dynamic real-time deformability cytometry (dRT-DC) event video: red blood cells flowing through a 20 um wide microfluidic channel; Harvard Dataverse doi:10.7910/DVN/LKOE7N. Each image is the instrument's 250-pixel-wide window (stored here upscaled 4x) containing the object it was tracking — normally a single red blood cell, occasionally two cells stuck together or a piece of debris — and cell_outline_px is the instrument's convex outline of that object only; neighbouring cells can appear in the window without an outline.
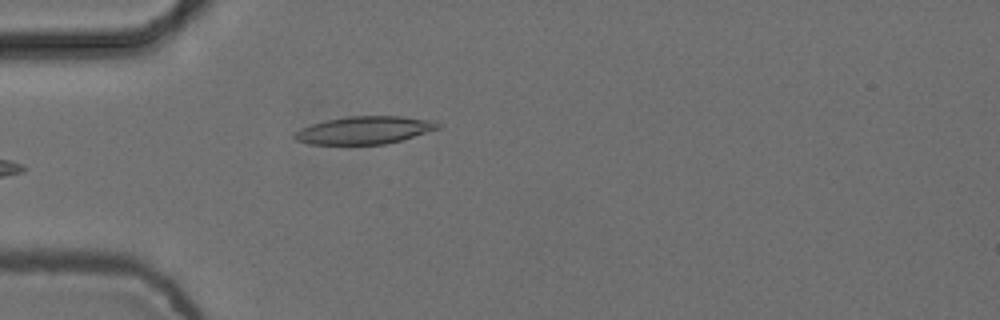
{"species": "common noctule bat (a hibernating species)", "species_latin": "Nyctalus noctula", "temperature_condition": "cold", "stored_images_in_passage": 5, "camera_frame_rate_fps": 3000, "um_per_image_px": 0.085, "animal": {"sex": "female", "body_mass_g": 24.6, "forearm_length_mm": 56.2}, "frame": {"image": 1, "passage_image": 5, "time_ms": 1.333, "image_size_px": [1000, 320], "cell_outline_px": [[440, 128], [400, 140], [384, 144], [308, 144], [296, 140], [292, 136], [292, 132], [300, 128], [324, 120], [348, 116], [400, 116], [436, 120], [440, 124]], "centroid_in_image_um": [30.94, 11.05], "position_along_channel_um": 54.1, "area_um2": 23.24}}